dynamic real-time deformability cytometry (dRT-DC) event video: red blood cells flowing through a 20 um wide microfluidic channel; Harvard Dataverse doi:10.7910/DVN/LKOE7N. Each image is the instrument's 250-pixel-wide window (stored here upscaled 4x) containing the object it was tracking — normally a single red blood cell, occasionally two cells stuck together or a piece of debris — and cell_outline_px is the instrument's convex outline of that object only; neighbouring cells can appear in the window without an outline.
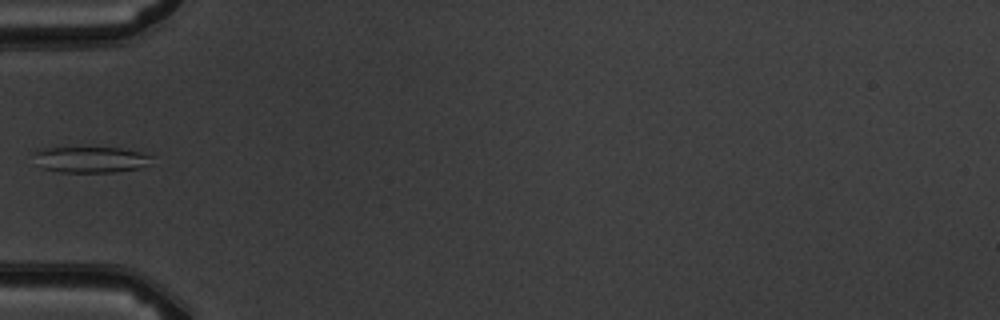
{"species": "common noctule bat (a hibernating species)", "species_latin": "Nyctalus noctula", "temperature_condition": "warm", "stored_images_in_passage": 6, "camera_frame_rate_fps": 3000, "um_per_image_px": 0.085, "animal": {"sex": "male", "body_mass_g": 19.5, "forearm_length_mm": 54.6}, "frame": {"image": 1, "passage_image": 5, "time_ms": 4.667, "image_size_px": [1000, 320], "cell_outline_px": [[156, 156], [148, 164], [136, 168], [116, 172], [60, 172], [44, 168], [32, 152], [40, 148], [120, 148]], "centroid_in_image_um": [7.74, 13.56], "position_along_channel_um": 77.3, "area_um2": 17.57}}